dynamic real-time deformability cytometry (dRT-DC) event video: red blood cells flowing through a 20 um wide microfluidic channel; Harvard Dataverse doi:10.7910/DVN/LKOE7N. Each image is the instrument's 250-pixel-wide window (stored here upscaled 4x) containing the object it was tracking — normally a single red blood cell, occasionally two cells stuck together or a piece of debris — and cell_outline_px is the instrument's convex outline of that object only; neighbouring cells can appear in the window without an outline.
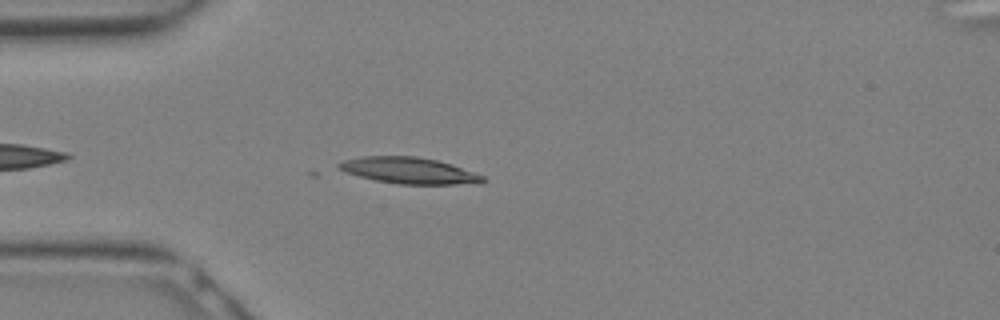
{"species": "Egyptian fruit bat (a non-hibernating species)", "species_latin": "Rousettus aegyptiacus", "temperature_condition": "warm", "stored_images_in_passage": 23, "camera_frame_rate_fps": 3000, "um_per_image_px": 0.085, "animal": {"sex": "female"}, "frame": {"image": 1, "passage_image": 3, "time_ms": 0.667, "image_size_px": [1000, 320], "cell_outline_px": [[488, 180], [480, 184], [400, 184], [376, 180], [344, 172], [336, 164], [344, 160], [360, 156], [416, 156], [436, 160], [452, 164], [484, 176]], "centroid_in_image_um": [34.81, 14.5], "position_along_channel_um": 50.2, "area_um2": 22.08}}
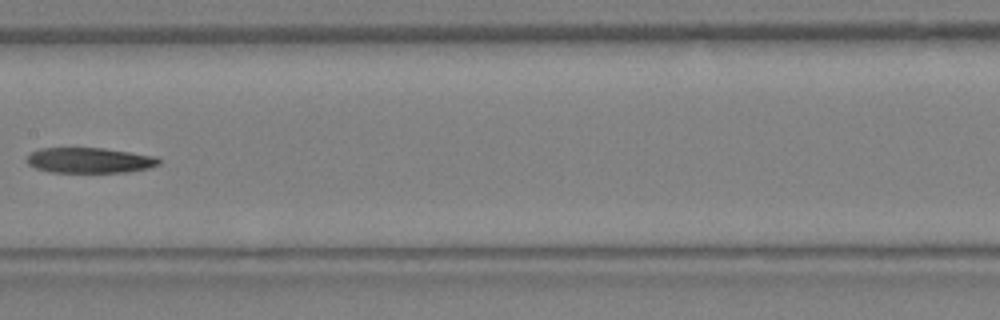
{"frame": {"image": 2, "passage_image": 10, "time_ms": 3.0, "image_size_px": [1000, 320], "cell_outline_px": [[160, 164], [148, 168], [128, 172], [52, 172], [36, 168], [28, 164], [24, 160], [32, 152], [40, 148], [104, 148], [156, 156], [160, 160]], "centroid_in_image_um": [7.61, 13.62], "position_along_channel_um": 199.8, "area_um2": 19.54}}
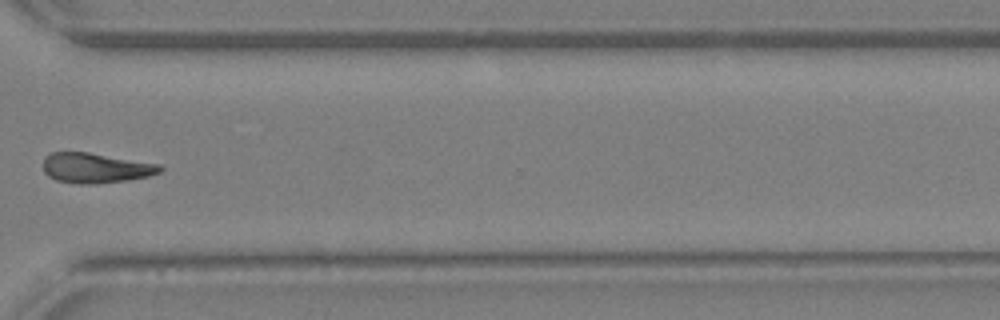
{"frame": {"image": 3, "passage_image": 17, "time_ms": 5.333, "image_size_px": [1000, 320], "cell_outline_px": [[164, 168], [160, 172], [148, 176], [128, 180], [96, 184], [80, 184], [56, 180], [48, 176], [44, 172], [44, 156], [52, 152], [88, 152], [160, 164]], "centroid_in_image_um": [8.13, 14.28], "position_along_channel_um": 362.5, "area_um2": 20.52}}